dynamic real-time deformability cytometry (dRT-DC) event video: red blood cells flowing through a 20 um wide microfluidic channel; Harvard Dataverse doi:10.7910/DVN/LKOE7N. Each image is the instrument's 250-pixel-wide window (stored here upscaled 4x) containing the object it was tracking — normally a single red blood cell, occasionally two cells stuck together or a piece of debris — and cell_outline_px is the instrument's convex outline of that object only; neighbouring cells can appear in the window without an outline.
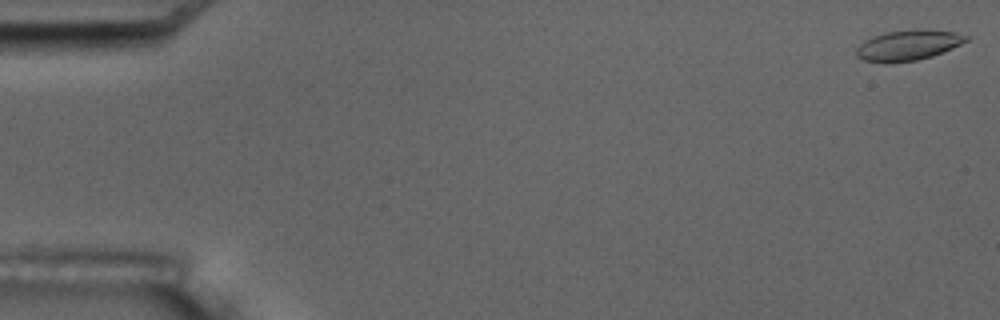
{"species": "common noctule bat (a hibernating species)", "species_latin": "Nyctalus noctula", "temperature_condition": "room temperature", "stored_images_in_passage": 6, "camera_frame_rate_fps": 3000, "um_per_image_px": 0.085, "animal": {"sex": "male", "body_mass_g": 17.5, "forearm_length_mm": 52.3}, "frame": {"image": 1, "passage_image": 1, "time_ms": 0.0, "image_size_px": [1000, 320], "cell_outline_px": [[968, 40], [952, 48], [932, 56], [916, 60], [884, 64], [864, 60], [856, 56], [856, 48], [864, 40], [872, 36], [884, 32], [916, 28], [924, 28], [956, 32], [968, 36]], "centroid_in_image_um": [77.16, 3.83], "position_along_channel_um": 7.8, "area_um2": 19.83}}
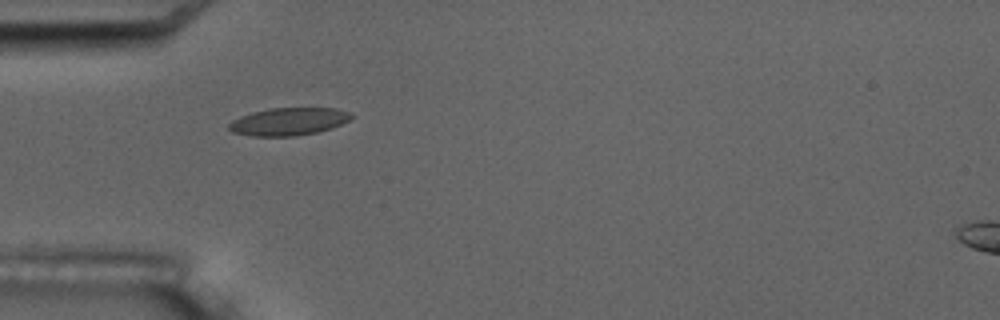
{"frame": {"image": 2, "passage_image": 5, "time_ms": 5.667, "image_size_px": [1000, 320], "cell_outline_px": [[352, 116], [348, 120], [332, 128], [316, 132], [296, 136], [252, 136], [232, 132], [228, 128], [228, 124], [232, 120], [240, 116], [252, 112], [268, 108], [336, 108], [352, 112]], "centroid_in_image_um": [24.51, 10.32], "position_along_channel_um": 60.5, "area_um2": 19.77}}